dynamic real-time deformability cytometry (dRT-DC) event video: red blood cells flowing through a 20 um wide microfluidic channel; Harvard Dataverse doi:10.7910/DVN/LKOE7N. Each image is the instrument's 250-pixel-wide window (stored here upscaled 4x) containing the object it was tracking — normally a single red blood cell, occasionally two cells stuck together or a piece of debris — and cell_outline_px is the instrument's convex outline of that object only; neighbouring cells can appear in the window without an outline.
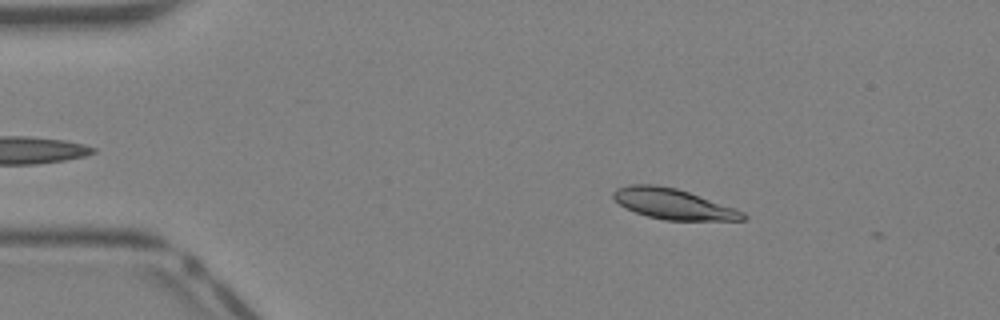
{"species": "Egyptian fruit bat (a non-hibernating species)", "species_latin": "Rousettus aegyptiacus", "temperature_condition": "warm", "stored_images_in_passage": 9, "camera_frame_rate_fps": 3000, "um_per_image_px": 0.085, "animal": {"sex": "female"}, "frame": {"image": 1, "passage_image": 3, "time_ms": 0.667, "image_size_px": [1000, 320], "cell_outline_px": [[748, 216], [744, 220], [664, 220], [648, 216], [636, 212], [620, 204], [612, 196], [612, 192], [616, 188], [628, 184], [652, 184], [676, 188], [688, 192], [744, 212]], "centroid_in_image_um": [57.19, 17.33], "position_along_channel_um": 27.8, "area_um2": 22.66}}